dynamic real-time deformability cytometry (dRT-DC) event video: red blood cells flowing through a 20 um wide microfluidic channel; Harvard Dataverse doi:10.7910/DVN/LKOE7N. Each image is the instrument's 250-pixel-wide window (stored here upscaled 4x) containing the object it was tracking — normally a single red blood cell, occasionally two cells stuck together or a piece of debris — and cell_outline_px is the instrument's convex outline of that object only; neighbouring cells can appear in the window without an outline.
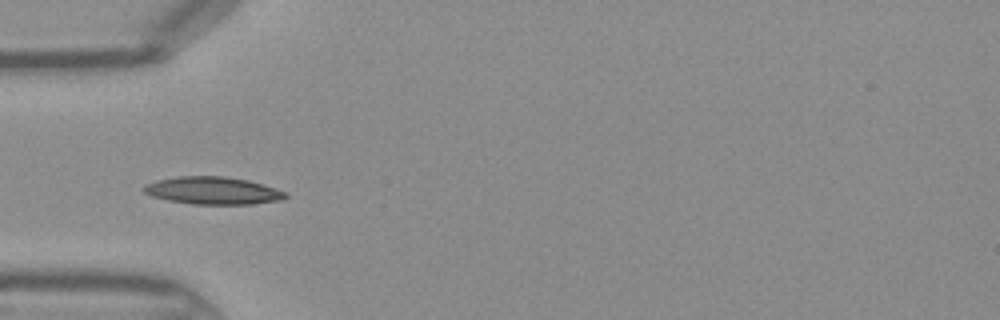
{"species": "Egyptian fruit bat (a non-hibernating species)", "species_latin": "Rousettus aegyptiacus", "temperature_condition": "warm", "stored_images_in_passage": 11, "camera_frame_rate_fps": 3000, "um_per_image_px": 0.085, "frame": {"image": 1, "passage_image": 4, "time_ms": 1.0, "image_size_px": [1000, 320], "cell_outline_px": [[288, 196], [284, 200], [252, 204], [192, 204], [168, 200], [152, 196], [144, 192], [140, 188], [144, 184], [156, 180], [176, 176], [224, 176], [248, 180], [284, 192]], "centroid_in_image_um": [18.03, 16.2], "position_along_channel_um": 67.0, "area_um2": 22.72}}
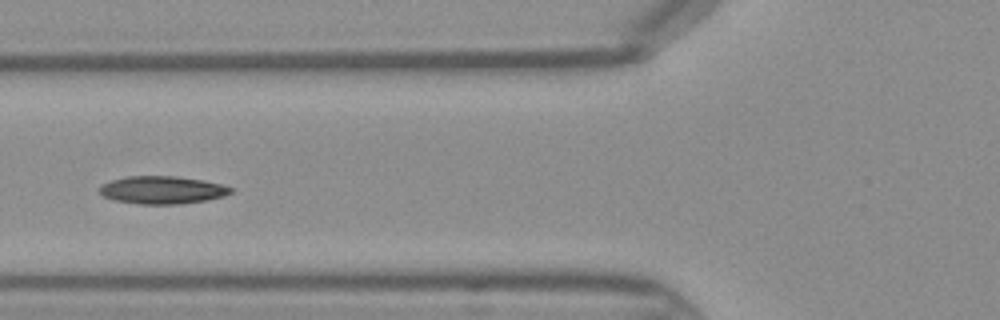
{"frame": {"image": 2, "passage_image": 7, "time_ms": 2.0, "image_size_px": [1000, 320], "cell_outline_px": [[232, 192], [224, 196], [204, 200], [180, 204], [140, 204], [116, 200], [104, 196], [100, 192], [100, 184], [112, 180], [128, 176], [176, 176], [204, 180], [220, 184], [232, 188]], "centroid_in_image_um": [13.79, 16.14], "position_along_channel_um": 112.0, "area_um2": 21.04}}